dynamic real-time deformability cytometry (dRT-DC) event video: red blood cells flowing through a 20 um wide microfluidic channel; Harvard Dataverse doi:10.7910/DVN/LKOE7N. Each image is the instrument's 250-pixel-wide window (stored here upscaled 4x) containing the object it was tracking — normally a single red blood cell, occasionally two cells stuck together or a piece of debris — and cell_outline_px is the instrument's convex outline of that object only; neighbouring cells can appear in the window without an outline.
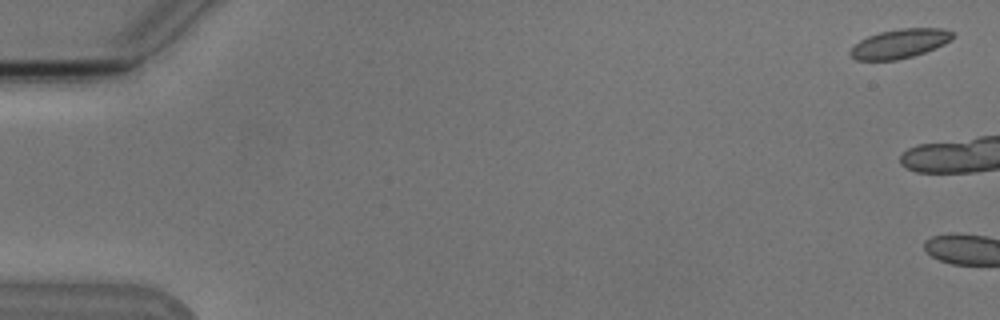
{"species": "Egyptian fruit bat (a non-hibernating species)", "species_latin": "Rousettus aegyptiacus", "temperature_condition": "cold", "stored_images_in_passage": 5, "segment_of_instrument_passage": [2, 2], "camera_frame_rate_fps": 3000, "um_per_image_px": 0.085, "animal": {"sex": "male"}, "frame": {"image": 1, "passage_image": 5, "time_ms": 4.667, "image_size_px": [1000, 320], "cell_outline_px": [[956, 36], [952, 40], [936, 48], [912, 56], [896, 60], [856, 60], [848, 56], [848, 52], [860, 40], [868, 36], [880, 32], [900, 28], [944, 28], [956, 32]], "centroid_in_image_um": [76.52, 3.7], "position_along_channel_um": 8.5, "area_um2": 17.63}}